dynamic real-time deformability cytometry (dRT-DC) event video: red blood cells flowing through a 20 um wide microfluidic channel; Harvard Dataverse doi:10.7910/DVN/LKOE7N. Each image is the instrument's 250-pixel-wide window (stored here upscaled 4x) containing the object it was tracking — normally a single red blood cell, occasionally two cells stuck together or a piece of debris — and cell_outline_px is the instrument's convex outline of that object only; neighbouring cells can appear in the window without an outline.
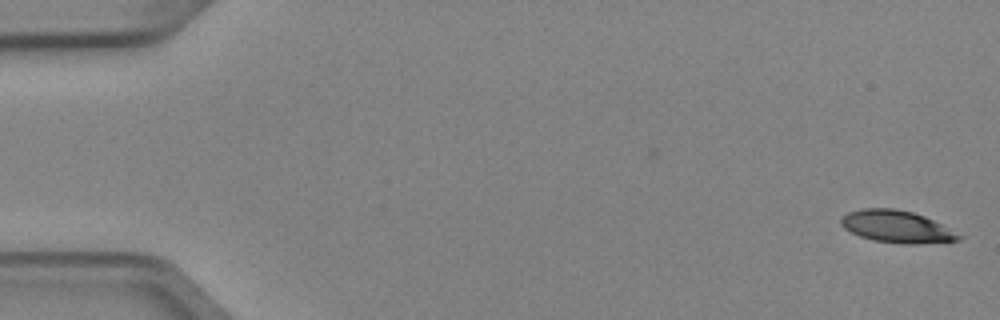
{"species": "Egyptian fruit bat (a non-hibernating species)", "species_latin": "Rousettus aegyptiacus", "temperature_condition": "cold", "stored_images_in_passage": 5, "camera_frame_rate_fps": 3000, "um_per_image_px": 0.085, "animal": {"sex": "female"}, "frame": {"image": 1, "passage_image": 1, "time_ms": 0.0, "image_size_px": [1000, 320], "cell_outline_px": [[964, 236], [960, 240], [912, 244], [904, 244], [876, 240], [860, 236], [844, 228], [840, 224], [840, 220], [848, 212], [864, 208], [896, 208], [912, 212], [924, 216]], "centroid_in_image_um": [76.22, 19.26], "position_along_channel_um": 8.8, "area_um2": 21.73}}
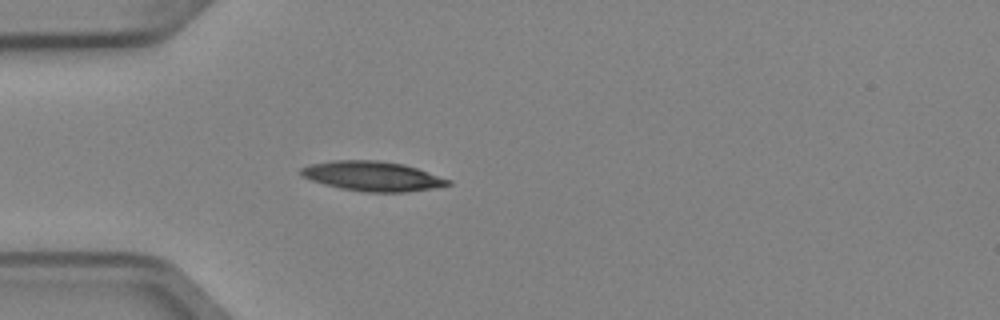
{"frame": {"image": 2, "passage_image": 5, "time_ms": 1.333, "image_size_px": [1000, 320], "cell_outline_px": [[452, 184], [436, 188], [404, 192], [364, 192], [340, 188], [324, 184], [300, 176], [300, 168], [308, 164], [332, 160], [376, 160], [404, 164], [452, 180]], "centroid_in_image_um": [31.65, 14.97], "position_along_channel_um": 53.4, "area_um2": 25.61}}